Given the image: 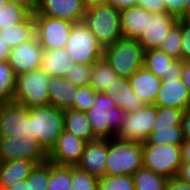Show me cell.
Segmentation results:
<instances>
[{
    "instance_id": "c3c4849f",
    "label": "cell",
    "mask_w": 190,
    "mask_h": 190,
    "mask_svg": "<svg viewBox=\"0 0 190 190\" xmlns=\"http://www.w3.org/2000/svg\"><path fill=\"white\" fill-rule=\"evenodd\" d=\"M177 177L187 183H190V162H182V165Z\"/></svg>"
},
{
    "instance_id": "8d00e7d4",
    "label": "cell",
    "mask_w": 190,
    "mask_h": 190,
    "mask_svg": "<svg viewBox=\"0 0 190 190\" xmlns=\"http://www.w3.org/2000/svg\"><path fill=\"white\" fill-rule=\"evenodd\" d=\"M25 180L29 182L30 190H47L49 183V161L36 165Z\"/></svg>"
},
{
    "instance_id": "52a82bcc",
    "label": "cell",
    "mask_w": 190,
    "mask_h": 190,
    "mask_svg": "<svg viewBox=\"0 0 190 190\" xmlns=\"http://www.w3.org/2000/svg\"><path fill=\"white\" fill-rule=\"evenodd\" d=\"M65 50L75 64L93 65L103 56V48L83 22L74 23Z\"/></svg>"
},
{
    "instance_id": "d6a6232c",
    "label": "cell",
    "mask_w": 190,
    "mask_h": 190,
    "mask_svg": "<svg viewBox=\"0 0 190 190\" xmlns=\"http://www.w3.org/2000/svg\"><path fill=\"white\" fill-rule=\"evenodd\" d=\"M183 111L175 107L157 106V117L152 131L155 129H170L173 126H181Z\"/></svg>"
},
{
    "instance_id": "d6986e66",
    "label": "cell",
    "mask_w": 190,
    "mask_h": 190,
    "mask_svg": "<svg viewBox=\"0 0 190 190\" xmlns=\"http://www.w3.org/2000/svg\"><path fill=\"white\" fill-rule=\"evenodd\" d=\"M155 105L182 110L190 108V95L183 80L181 78L162 79Z\"/></svg>"
},
{
    "instance_id": "f1b7e54d",
    "label": "cell",
    "mask_w": 190,
    "mask_h": 190,
    "mask_svg": "<svg viewBox=\"0 0 190 190\" xmlns=\"http://www.w3.org/2000/svg\"><path fill=\"white\" fill-rule=\"evenodd\" d=\"M132 177L135 190H166L168 179L144 166L138 169Z\"/></svg>"
},
{
    "instance_id": "1f68e13d",
    "label": "cell",
    "mask_w": 190,
    "mask_h": 190,
    "mask_svg": "<svg viewBox=\"0 0 190 190\" xmlns=\"http://www.w3.org/2000/svg\"><path fill=\"white\" fill-rule=\"evenodd\" d=\"M16 91V76L6 61L0 62V102L13 101Z\"/></svg>"
},
{
    "instance_id": "4fadbf2b",
    "label": "cell",
    "mask_w": 190,
    "mask_h": 190,
    "mask_svg": "<svg viewBox=\"0 0 190 190\" xmlns=\"http://www.w3.org/2000/svg\"><path fill=\"white\" fill-rule=\"evenodd\" d=\"M87 142L63 130L55 145L48 152V161L58 166H76Z\"/></svg>"
},
{
    "instance_id": "5bb4252c",
    "label": "cell",
    "mask_w": 190,
    "mask_h": 190,
    "mask_svg": "<svg viewBox=\"0 0 190 190\" xmlns=\"http://www.w3.org/2000/svg\"><path fill=\"white\" fill-rule=\"evenodd\" d=\"M27 133V107L15 101L0 102L2 138H18Z\"/></svg>"
},
{
    "instance_id": "44dd1931",
    "label": "cell",
    "mask_w": 190,
    "mask_h": 190,
    "mask_svg": "<svg viewBox=\"0 0 190 190\" xmlns=\"http://www.w3.org/2000/svg\"><path fill=\"white\" fill-rule=\"evenodd\" d=\"M133 92L146 104H155L162 79L144 67L138 69L128 78Z\"/></svg>"
},
{
    "instance_id": "e575fe53",
    "label": "cell",
    "mask_w": 190,
    "mask_h": 190,
    "mask_svg": "<svg viewBox=\"0 0 190 190\" xmlns=\"http://www.w3.org/2000/svg\"><path fill=\"white\" fill-rule=\"evenodd\" d=\"M31 13L17 4L7 2L0 10V29L24 22Z\"/></svg>"
},
{
    "instance_id": "681fc988",
    "label": "cell",
    "mask_w": 190,
    "mask_h": 190,
    "mask_svg": "<svg viewBox=\"0 0 190 190\" xmlns=\"http://www.w3.org/2000/svg\"><path fill=\"white\" fill-rule=\"evenodd\" d=\"M181 79L185 83L190 95V61L184 62Z\"/></svg>"
},
{
    "instance_id": "74e56055",
    "label": "cell",
    "mask_w": 190,
    "mask_h": 190,
    "mask_svg": "<svg viewBox=\"0 0 190 190\" xmlns=\"http://www.w3.org/2000/svg\"><path fill=\"white\" fill-rule=\"evenodd\" d=\"M98 178L72 166V181L70 190H97Z\"/></svg>"
},
{
    "instance_id": "ffe728a7",
    "label": "cell",
    "mask_w": 190,
    "mask_h": 190,
    "mask_svg": "<svg viewBox=\"0 0 190 190\" xmlns=\"http://www.w3.org/2000/svg\"><path fill=\"white\" fill-rule=\"evenodd\" d=\"M103 93L110 97L115 102V106L124 110L126 114L135 112L146 105L133 92L128 78L117 77L113 84L107 87Z\"/></svg>"
},
{
    "instance_id": "30bf717a",
    "label": "cell",
    "mask_w": 190,
    "mask_h": 190,
    "mask_svg": "<svg viewBox=\"0 0 190 190\" xmlns=\"http://www.w3.org/2000/svg\"><path fill=\"white\" fill-rule=\"evenodd\" d=\"M35 35L44 50L65 48L74 23L59 18L34 16Z\"/></svg>"
},
{
    "instance_id": "f546056e",
    "label": "cell",
    "mask_w": 190,
    "mask_h": 190,
    "mask_svg": "<svg viewBox=\"0 0 190 190\" xmlns=\"http://www.w3.org/2000/svg\"><path fill=\"white\" fill-rule=\"evenodd\" d=\"M183 142L182 126H173L170 129H155L142 144L181 145Z\"/></svg>"
},
{
    "instance_id": "d590c367",
    "label": "cell",
    "mask_w": 190,
    "mask_h": 190,
    "mask_svg": "<svg viewBox=\"0 0 190 190\" xmlns=\"http://www.w3.org/2000/svg\"><path fill=\"white\" fill-rule=\"evenodd\" d=\"M97 190H135L132 175L104 176L97 183Z\"/></svg>"
},
{
    "instance_id": "11a10c76",
    "label": "cell",
    "mask_w": 190,
    "mask_h": 190,
    "mask_svg": "<svg viewBox=\"0 0 190 190\" xmlns=\"http://www.w3.org/2000/svg\"><path fill=\"white\" fill-rule=\"evenodd\" d=\"M184 19H190V0L185 2Z\"/></svg>"
},
{
    "instance_id": "5b68a950",
    "label": "cell",
    "mask_w": 190,
    "mask_h": 190,
    "mask_svg": "<svg viewBox=\"0 0 190 190\" xmlns=\"http://www.w3.org/2000/svg\"><path fill=\"white\" fill-rule=\"evenodd\" d=\"M83 22L103 49L122 38L120 11L110 5H97L86 9Z\"/></svg>"
},
{
    "instance_id": "7c38bea8",
    "label": "cell",
    "mask_w": 190,
    "mask_h": 190,
    "mask_svg": "<svg viewBox=\"0 0 190 190\" xmlns=\"http://www.w3.org/2000/svg\"><path fill=\"white\" fill-rule=\"evenodd\" d=\"M43 53L44 48L35 36L32 40L11 48L6 62L15 76H18L22 73L40 69Z\"/></svg>"
},
{
    "instance_id": "ac0fdd59",
    "label": "cell",
    "mask_w": 190,
    "mask_h": 190,
    "mask_svg": "<svg viewBox=\"0 0 190 190\" xmlns=\"http://www.w3.org/2000/svg\"><path fill=\"white\" fill-rule=\"evenodd\" d=\"M107 157L108 139H97L87 142L76 167L100 179L105 176Z\"/></svg>"
},
{
    "instance_id": "db71d44e",
    "label": "cell",
    "mask_w": 190,
    "mask_h": 190,
    "mask_svg": "<svg viewBox=\"0 0 190 190\" xmlns=\"http://www.w3.org/2000/svg\"><path fill=\"white\" fill-rule=\"evenodd\" d=\"M84 6L86 9L97 6V5H104L106 4V0H83Z\"/></svg>"
},
{
    "instance_id": "ee69618b",
    "label": "cell",
    "mask_w": 190,
    "mask_h": 190,
    "mask_svg": "<svg viewBox=\"0 0 190 190\" xmlns=\"http://www.w3.org/2000/svg\"><path fill=\"white\" fill-rule=\"evenodd\" d=\"M166 190H190V183H187L176 176L168 179Z\"/></svg>"
},
{
    "instance_id": "4dcf8cb0",
    "label": "cell",
    "mask_w": 190,
    "mask_h": 190,
    "mask_svg": "<svg viewBox=\"0 0 190 190\" xmlns=\"http://www.w3.org/2000/svg\"><path fill=\"white\" fill-rule=\"evenodd\" d=\"M72 166H58L49 162V183L47 190H70Z\"/></svg>"
},
{
    "instance_id": "e0dca14e",
    "label": "cell",
    "mask_w": 190,
    "mask_h": 190,
    "mask_svg": "<svg viewBox=\"0 0 190 190\" xmlns=\"http://www.w3.org/2000/svg\"><path fill=\"white\" fill-rule=\"evenodd\" d=\"M184 61L173 59L160 49L145 51L143 67L161 79H179Z\"/></svg>"
},
{
    "instance_id": "8992f818",
    "label": "cell",
    "mask_w": 190,
    "mask_h": 190,
    "mask_svg": "<svg viewBox=\"0 0 190 190\" xmlns=\"http://www.w3.org/2000/svg\"><path fill=\"white\" fill-rule=\"evenodd\" d=\"M51 76L43 69L22 73L16 76L15 102L26 106L49 105L48 87Z\"/></svg>"
},
{
    "instance_id": "7402d4cb",
    "label": "cell",
    "mask_w": 190,
    "mask_h": 190,
    "mask_svg": "<svg viewBox=\"0 0 190 190\" xmlns=\"http://www.w3.org/2000/svg\"><path fill=\"white\" fill-rule=\"evenodd\" d=\"M77 88L65 77H51L48 87L49 105L61 110L73 109Z\"/></svg>"
},
{
    "instance_id": "6da1fadb",
    "label": "cell",
    "mask_w": 190,
    "mask_h": 190,
    "mask_svg": "<svg viewBox=\"0 0 190 190\" xmlns=\"http://www.w3.org/2000/svg\"><path fill=\"white\" fill-rule=\"evenodd\" d=\"M64 130L63 110L52 105L27 108V136L37 139L48 153Z\"/></svg>"
},
{
    "instance_id": "f5cc1de1",
    "label": "cell",
    "mask_w": 190,
    "mask_h": 190,
    "mask_svg": "<svg viewBox=\"0 0 190 190\" xmlns=\"http://www.w3.org/2000/svg\"><path fill=\"white\" fill-rule=\"evenodd\" d=\"M4 190H30L29 182L24 179Z\"/></svg>"
},
{
    "instance_id": "83f0119b",
    "label": "cell",
    "mask_w": 190,
    "mask_h": 190,
    "mask_svg": "<svg viewBox=\"0 0 190 190\" xmlns=\"http://www.w3.org/2000/svg\"><path fill=\"white\" fill-rule=\"evenodd\" d=\"M117 77V73L102 57L92 65L89 86L96 93H103L107 87L113 84Z\"/></svg>"
},
{
    "instance_id": "603a6c76",
    "label": "cell",
    "mask_w": 190,
    "mask_h": 190,
    "mask_svg": "<svg viewBox=\"0 0 190 190\" xmlns=\"http://www.w3.org/2000/svg\"><path fill=\"white\" fill-rule=\"evenodd\" d=\"M147 11L140 7H130L120 11V27L122 37L138 39L145 31Z\"/></svg>"
},
{
    "instance_id": "ab89813d",
    "label": "cell",
    "mask_w": 190,
    "mask_h": 190,
    "mask_svg": "<svg viewBox=\"0 0 190 190\" xmlns=\"http://www.w3.org/2000/svg\"><path fill=\"white\" fill-rule=\"evenodd\" d=\"M92 65L75 64L65 78L77 87L89 85Z\"/></svg>"
},
{
    "instance_id": "8fae6325",
    "label": "cell",
    "mask_w": 190,
    "mask_h": 190,
    "mask_svg": "<svg viewBox=\"0 0 190 190\" xmlns=\"http://www.w3.org/2000/svg\"><path fill=\"white\" fill-rule=\"evenodd\" d=\"M19 159L43 164L48 162V153L37 139L27 135L18 138H2L1 162Z\"/></svg>"
},
{
    "instance_id": "9a60e30c",
    "label": "cell",
    "mask_w": 190,
    "mask_h": 190,
    "mask_svg": "<svg viewBox=\"0 0 190 190\" xmlns=\"http://www.w3.org/2000/svg\"><path fill=\"white\" fill-rule=\"evenodd\" d=\"M85 13L83 0H38L34 16H47L77 23L83 21Z\"/></svg>"
},
{
    "instance_id": "ba28073f",
    "label": "cell",
    "mask_w": 190,
    "mask_h": 190,
    "mask_svg": "<svg viewBox=\"0 0 190 190\" xmlns=\"http://www.w3.org/2000/svg\"><path fill=\"white\" fill-rule=\"evenodd\" d=\"M143 166L167 179L178 176L181 165V145L142 144Z\"/></svg>"
},
{
    "instance_id": "d4e9b609",
    "label": "cell",
    "mask_w": 190,
    "mask_h": 190,
    "mask_svg": "<svg viewBox=\"0 0 190 190\" xmlns=\"http://www.w3.org/2000/svg\"><path fill=\"white\" fill-rule=\"evenodd\" d=\"M74 66L75 63L65 48L44 50L41 69L51 77H65Z\"/></svg>"
},
{
    "instance_id": "60d3db41",
    "label": "cell",
    "mask_w": 190,
    "mask_h": 190,
    "mask_svg": "<svg viewBox=\"0 0 190 190\" xmlns=\"http://www.w3.org/2000/svg\"><path fill=\"white\" fill-rule=\"evenodd\" d=\"M182 54L184 62L190 61V19H181Z\"/></svg>"
},
{
    "instance_id": "f6af8a7d",
    "label": "cell",
    "mask_w": 190,
    "mask_h": 190,
    "mask_svg": "<svg viewBox=\"0 0 190 190\" xmlns=\"http://www.w3.org/2000/svg\"><path fill=\"white\" fill-rule=\"evenodd\" d=\"M106 4L116 8L118 11L137 6V0H106Z\"/></svg>"
},
{
    "instance_id": "6f0895ef",
    "label": "cell",
    "mask_w": 190,
    "mask_h": 190,
    "mask_svg": "<svg viewBox=\"0 0 190 190\" xmlns=\"http://www.w3.org/2000/svg\"><path fill=\"white\" fill-rule=\"evenodd\" d=\"M1 141H2V136L0 134V163H1Z\"/></svg>"
},
{
    "instance_id": "9f6ffc18",
    "label": "cell",
    "mask_w": 190,
    "mask_h": 190,
    "mask_svg": "<svg viewBox=\"0 0 190 190\" xmlns=\"http://www.w3.org/2000/svg\"><path fill=\"white\" fill-rule=\"evenodd\" d=\"M6 3H7L6 0H0V10H1V8L5 7Z\"/></svg>"
},
{
    "instance_id": "2e32d148",
    "label": "cell",
    "mask_w": 190,
    "mask_h": 190,
    "mask_svg": "<svg viewBox=\"0 0 190 190\" xmlns=\"http://www.w3.org/2000/svg\"><path fill=\"white\" fill-rule=\"evenodd\" d=\"M178 20L177 17L167 13L157 14L147 11L146 29L137 40L145 51L159 49L163 39Z\"/></svg>"
},
{
    "instance_id": "bcb514c9",
    "label": "cell",
    "mask_w": 190,
    "mask_h": 190,
    "mask_svg": "<svg viewBox=\"0 0 190 190\" xmlns=\"http://www.w3.org/2000/svg\"><path fill=\"white\" fill-rule=\"evenodd\" d=\"M181 126L184 139H190V108L183 111Z\"/></svg>"
},
{
    "instance_id": "f35d334b",
    "label": "cell",
    "mask_w": 190,
    "mask_h": 190,
    "mask_svg": "<svg viewBox=\"0 0 190 190\" xmlns=\"http://www.w3.org/2000/svg\"><path fill=\"white\" fill-rule=\"evenodd\" d=\"M96 92L89 86H80L76 91V99L73 104V109L85 112L94 104Z\"/></svg>"
},
{
    "instance_id": "816d5d0a",
    "label": "cell",
    "mask_w": 190,
    "mask_h": 190,
    "mask_svg": "<svg viewBox=\"0 0 190 190\" xmlns=\"http://www.w3.org/2000/svg\"><path fill=\"white\" fill-rule=\"evenodd\" d=\"M11 47L0 37V62L7 61Z\"/></svg>"
},
{
    "instance_id": "b9f144b4",
    "label": "cell",
    "mask_w": 190,
    "mask_h": 190,
    "mask_svg": "<svg viewBox=\"0 0 190 190\" xmlns=\"http://www.w3.org/2000/svg\"><path fill=\"white\" fill-rule=\"evenodd\" d=\"M185 2L186 0H164L166 13L184 19Z\"/></svg>"
},
{
    "instance_id": "cb8c5ba5",
    "label": "cell",
    "mask_w": 190,
    "mask_h": 190,
    "mask_svg": "<svg viewBox=\"0 0 190 190\" xmlns=\"http://www.w3.org/2000/svg\"><path fill=\"white\" fill-rule=\"evenodd\" d=\"M34 161L12 160L0 163V190H4L21 180L26 179L34 167Z\"/></svg>"
},
{
    "instance_id": "9c48e42d",
    "label": "cell",
    "mask_w": 190,
    "mask_h": 190,
    "mask_svg": "<svg viewBox=\"0 0 190 190\" xmlns=\"http://www.w3.org/2000/svg\"><path fill=\"white\" fill-rule=\"evenodd\" d=\"M156 117L155 104H146L135 112L127 113L115 137L120 140L143 143L152 132Z\"/></svg>"
},
{
    "instance_id": "277c9868",
    "label": "cell",
    "mask_w": 190,
    "mask_h": 190,
    "mask_svg": "<svg viewBox=\"0 0 190 190\" xmlns=\"http://www.w3.org/2000/svg\"><path fill=\"white\" fill-rule=\"evenodd\" d=\"M143 167L142 143L108 139L105 176L133 175Z\"/></svg>"
},
{
    "instance_id": "4316f807",
    "label": "cell",
    "mask_w": 190,
    "mask_h": 190,
    "mask_svg": "<svg viewBox=\"0 0 190 190\" xmlns=\"http://www.w3.org/2000/svg\"><path fill=\"white\" fill-rule=\"evenodd\" d=\"M35 19L31 14L24 22L0 29V37L11 47L32 40L35 37Z\"/></svg>"
},
{
    "instance_id": "3957f363",
    "label": "cell",
    "mask_w": 190,
    "mask_h": 190,
    "mask_svg": "<svg viewBox=\"0 0 190 190\" xmlns=\"http://www.w3.org/2000/svg\"><path fill=\"white\" fill-rule=\"evenodd\" d=\"M145 50L137 39L120 38L103 50V58L118 77L129 78L143 67Z\"/></svg>"
},
{
    "instance_id": "836d02e7",
    "label": "cell",
    "mask_w": 190,
    "mask_h": 190,
    "mask_svg": "<svg viewBox=\"0 0 190 190\" xmlns=\"http://www.w3.org/2000/svg\"><path fill=\"white\" fill-rule=\"evenodd\" d=\"M181 19L170 29L159 49L173 59H181L182 54Z\"/></svg>"
},
{
    "instance_id": "f907efd6",
    "label": "cell",
    "mask_w": 190,
    "mask_h": 190,
    "mask_svg": "<svg viewBox=\"0 0 190 190\" xmlns=\"http://www.w3.org/2000/svg\"><path fill=\"white\" fill-rule=\"evenodd\" d=\"M182 162H190V139H184L181 144Z\"/></svg>"
},
{
    "instance_id": "7a4b0ae2",
    "label": "cell",
    "mask_w": 190,
    "mask_h": 190,
    "mask_svg": "<svg viewBox=\"0 0 190 190\" xmlns=\"http://www.w3.org/2000/svg\"><path fill=\"white\" fill-rule=\"evenodd\" d=\"M97 139H110L120 129L126 112L104 93H96L93 106L85 111Z\"/></svg>"
},
{
    "instance_id": "7dc6e473",
    "label": "cell",
    "mask_w": 190,
    "mask_h": 190,
    "mask_svg": "<svg viewBox=\"0 0 190 190\" xmlns=\"http://www.w3.org/2000/svg\"><path fill=\"white\" fill-rule=\"evenodd\" d=\"M6 1L9 3L25 7L31 14L35 13L38 5V0H6Z\"/></svg>"
},
{
    "instance_id": "7bdbcfd3",
    "label": "cell",
    "mask_w": 190,
    "mask_h": 190,
    "mask_svg": "<svg viewBox=\"0 0 190 190\" xmlns=\"http://www.w3.org/2000/svg\"><path fill=\"white\" fill-rule=\"evenodd\" d=\"M137 6L144 8L149 13H166L164 0H137Z\"/></svg>"
},
{
    "instance_id": "484cf974",
    "label": "cell",
    "mask_w": 190,
    "mask_h": 190,
    "mask_svg": "<svg viewBox=\"0 0 190 190\" xmlns=\"http://www.w3.org/2000/svg\"><path fill=\"white\" fill-rule=\"evenodd\" d=\"M63 126L64 130L86 142L97 140L85 112L74 109L63 110Z\"/></svg>"
}]
</instances>
